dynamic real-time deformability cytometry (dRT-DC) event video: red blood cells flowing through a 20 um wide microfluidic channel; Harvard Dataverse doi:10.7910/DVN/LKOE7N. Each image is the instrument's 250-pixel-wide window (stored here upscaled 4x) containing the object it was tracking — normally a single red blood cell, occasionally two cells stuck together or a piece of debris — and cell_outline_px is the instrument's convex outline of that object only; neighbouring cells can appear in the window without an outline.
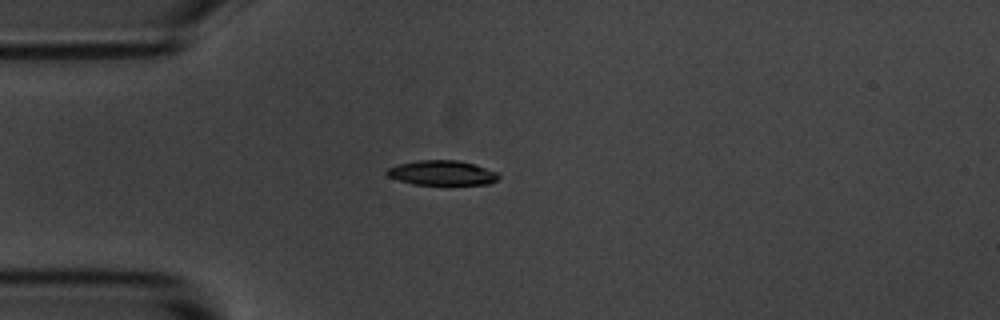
{"species": "common noctule bat (a hibernating species)", "species_latin": "Nyctalus noctula", "temperature_condition": "room temperature", "stored_images_in_passage": 42, "camera_frame_rate_fps": 3000, "um_per_image_px": 0.085, "animal": {"sex": "male", "body_mass_g": 20.1, "forearm_length_mm": 53.5}, "frame": {"image": 1, "passage_image": 1, "time_ms": 0.0, "image_size_px": [1000, 320], "cell_outline_px": [[500, 176], [496, 180], [488, 184], [412, 184], [388, 176], [384, 172], [388, 168], [400, 164], [420, 160], [456, 160], [472, 164], [496, 172]], "centroid_in_image_um": [37.54, 14.69], "position_along_channel_um": 47.5, "area_um2": 15.72}}
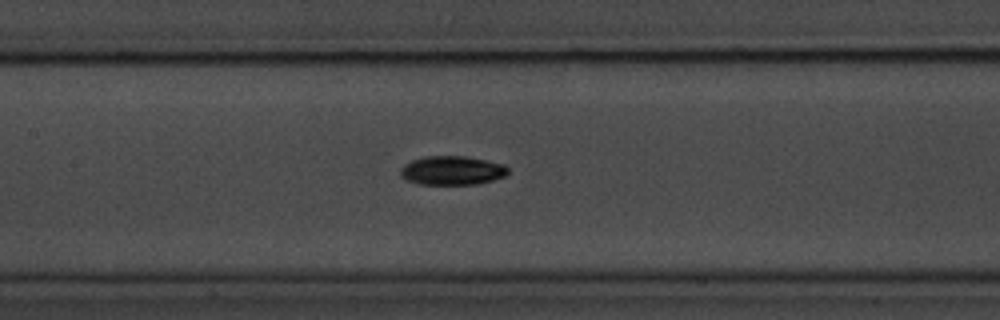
{"frame": {"image": 2, "passage_image": 12, "time_ms": 3.667, "image_size_px": [1000, 320], "cell_outline_px": [[508, 172], [504, 176], [480, 184], [420, 184], [408, 180], [400, 176], [400, 168], [404, 164], [412, 160], [424, 156], [464, 156], [504, 164], [508, 168]], "centroid_in_image_um": [38.41, 14.49], "position_along_channel_um": 169.0, "area_um2": 18.09}}
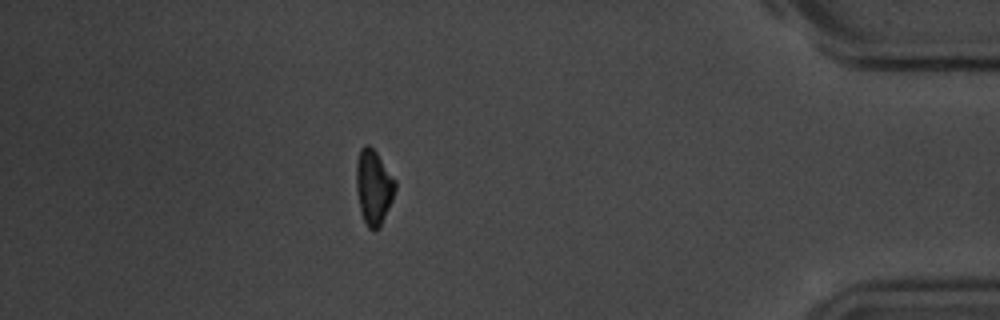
{"frame": {"image": 3, "passage_image": 35, "time_ms": 11.333, "image_size_px": [1000, 320], "cell_outline_px": [[396, 188], [392, 200], [380, 228], [368, 228], [364, 220], [360, 208], [356, 188], [356, 160], [360, 148], [364, 144], [368, 144], [376, 152], [396, 180]], "centroid_in_image_um": [31.75, 15.86], "position_along_channel_um": 403.4, "area_um2": 16.94}, "authors_computed_cell_mechanics": {"area_um2": 17.1666, "velocity_mm_per_s": 3.65, "shape_relaxation_time_tau1_ms": 2.2891, "shape_relaxation_time_tau2_ms": null, "deformation_change_tau1": 0.1077, "deformation_change_tau2": null}}